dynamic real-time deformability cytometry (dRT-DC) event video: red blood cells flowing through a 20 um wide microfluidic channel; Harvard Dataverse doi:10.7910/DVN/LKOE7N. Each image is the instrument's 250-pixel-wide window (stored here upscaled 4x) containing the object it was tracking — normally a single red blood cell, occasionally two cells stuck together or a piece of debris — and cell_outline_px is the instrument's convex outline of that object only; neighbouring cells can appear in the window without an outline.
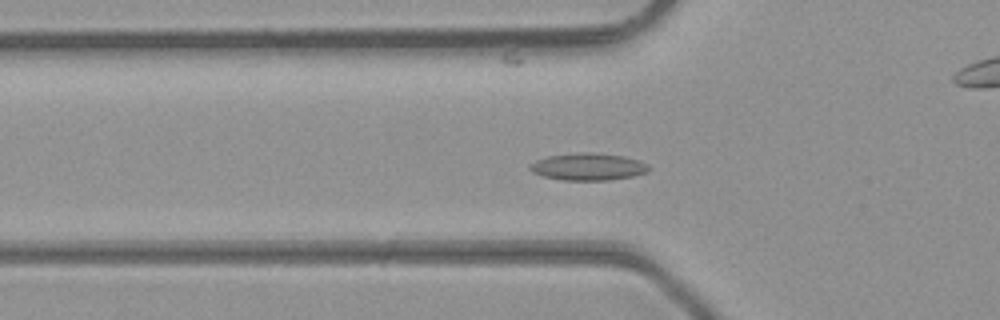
{"species": "common noctule bat (a hibernating species)", "species_latin": "Nyctalus noctula", "temperature_condition": "room temperature", "stored_images_in_passage": 48, "camera_frame_rate_fps": 3000, "um_per_image_px": 0.085, "animal": {"sex": "male", "body_mass_g": 23.1, "forearm_length_mm": 52.7}, "frame": {"image": 1, "passage_image": 16, "time_ms": 5.0, "image_size_px": [1000, 320], "cell_outline_px": [[652, 168], [648, 172], [632, 176], [608, 180], [564, 180], [544, 176], [532, 172], [528, 168], [528, 164], [536, 160], [548, 156], [580, 152], [592, 152], [624, 156], [640, 160], [648, 164]], "centroid_in_image_um": [50.01, 14.16], "position_along_channel_um": 75.8, "area_um2": 18.96}}
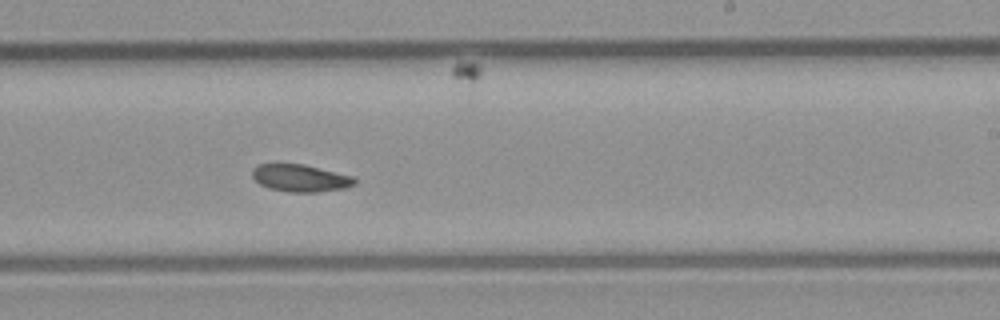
{"frame": {"image": 2, "passage_image": 29, "time_ms": 9.333, "image_size_px": [1000, 320], "cell_outline_px": [[356, 184], [344, 188], [316, 192], [288, 192], [268, 188], [260, 184], [252, 176], [252, 168], [260, 164], [276, 160], [304, 164], [352, 176], [356, 180]], "centroid_in_image_um": [25.45, 15.09], "position_along_channel_um": 263.5, "area_um2": 16.82}}
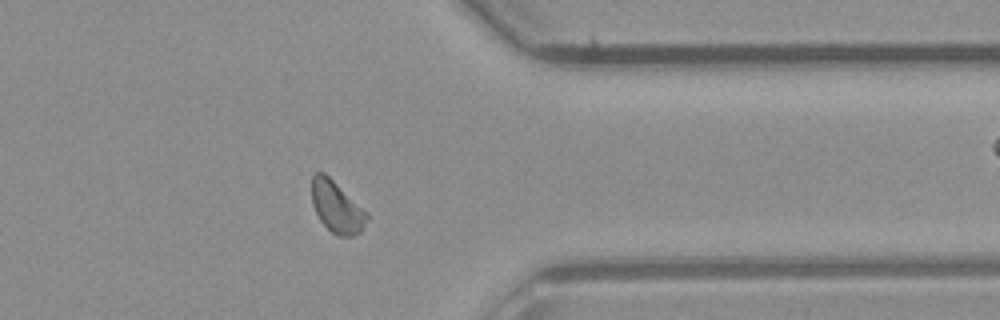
{"frame": {"image": 3, "passage_image": 38, "time_ms": 12.333, "image_size_px": [1000, 320], "cell_outline_px": [[368, 216], [360, 232], [352, 236], [336, 236], [320, 220], [312, 204], [312, 176], [316, 172], [324, 172], [368, 212]], "centroid_in_image_um": [28.61, 17.59], "position_along_channel_um": 382.8, "area_um2": 16.36}}